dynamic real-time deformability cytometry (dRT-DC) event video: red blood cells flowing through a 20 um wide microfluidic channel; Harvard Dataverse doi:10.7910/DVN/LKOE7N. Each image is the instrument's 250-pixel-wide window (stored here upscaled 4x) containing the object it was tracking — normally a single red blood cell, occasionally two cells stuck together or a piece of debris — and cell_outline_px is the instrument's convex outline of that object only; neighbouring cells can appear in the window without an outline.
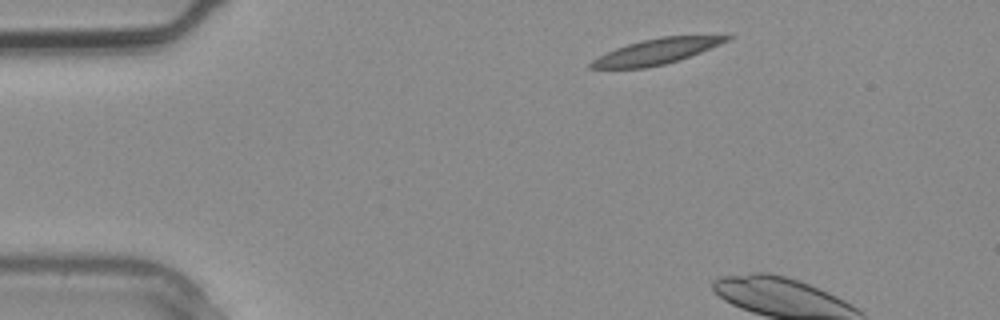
{"species": "common noctule bat (a hibernating species)", "species_latin": "Nyctalus noctula", "temperature_condition": "warm", "stored_images_in_passage": 4, "camera_frame_rate_fps": 3000, "um_per_image_px": 0.085, "animal": {"sex": "male", "body_mass_g": 20.4}, "frame": {"image": 1, "passage_image": 1, "time_ms": 0.0, "image_size_px": [1000, 320], "cell_outline_px": [[732, 36], [728, 40], [720, 44], [680, 60], [664, 64], [644, 68], [588, 68], [588, 64], [592, 60], [616, 48], [628, 44], [660, 36]], "centroid_in_image_um": [55.75, 4.39], "position_along_channel_um": 29.3, "area_um2": 19.65}}